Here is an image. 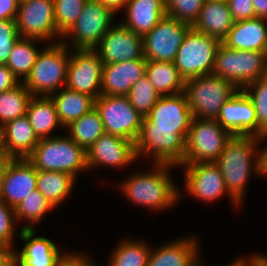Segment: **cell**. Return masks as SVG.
Wrapping results in <instances>:
<instances>
[{"label":"cell","instance_id":"cell-1","mask_svg":"<svg viewBox=\"0 0 267 266\" xmlns=\"http://www.w3.org/2000/svg\"><path fill=\"white\" fill-rule=\"evenodd\" d=\"M260 143L259 137L234 135L215 162L226 190L239 204L244 200L251 174L260 175Z\"/></svg>","mask_w":267,"mask_h":266},{"label":"cell","instance_id":"cell-2","mask_svg":"<svg viewBox=\"0 0 267 266\" xmlns=\"http://www.w3.org/2000/svg\"><path fill=\"white\" fill-rule=\"evenodd\" d=\"M147 172H136L120 184L119 189L131 203L149 208L151 211L166 210L180 199V190L172 181L170 164H153Z\"/></svg>","mask_w":267,"mask_h":266},{"label":"cell","instance_id":"cell-3","mask_svg":"<svg viewBox=\"0 0 267 266\" xmlns=\"http://www.w3.org/2000/svg\"><path fill=\"white\" fill-rule=\"evenodd\" d=\"M48 44L38 54L29 75L21 81L32 96H50L66 86L71 48L60 41Z\"/></svg>","mask_w":267,"mask_h":266},{"label":"cell","instance_id":"cell-4","mask_svg":"<svg viewBox=\"0 0 267 266\" xmlns=\"http://www.w3.org/2000/svg\"><path fill=\"white\" fill-rule=\"evenodd\" d=\"M36 170L69 173L88 170L86 151L68 135L43 138L26 158Z\"/></svg>","mask_w":267,"mask_h":266},{"label":"cell","instance_id":"cell-5","mask_svg":"<svg viewBox=\"0 0 267 266\" xmlns=\"http://www.w3.org/2000/svg\"><path fill=\"white\" fill-rule=\"evenodd\" d=\"M238 88L228 80L206 74L185 81L184 93L194 118L217 120L221 107Z\"/></svg>","mask_w":267,"mask_h":266},{"label":"cell","instance_id":"cell-6","mask_svg":"<svg viewBox=\"0 0 267 266\" xmlns=\"http://www.w3.org/2000/svg\"><path fill=\"white\" fill-rule=\"evenodd\" d=\"M217 77L232 82L238 89L267 75V53L230 49L219 45L212 71Z\"/></svg>","mask_w":267,"mask_h":266},{"label":"cell","instance_id":"cell-7","mask_svg":"<svg viewBox=\"0 0 267 266\" xmlns=\"http://www.w3.org/2000/svg\"><path fill=\"white\" fill-rule=\"evenodd\" d=\"M221 41L196 31L192 27L186 33L174 60L181 77L189 79L212 74L215 54Z\"/></svg>","mask_w":267,"mask_h":266},{"label":"cell","instance_id":"cell-8","mask_svg":"<svg viewBox=\"0 0 267 266\" xmlns=\"http://www.w3.org/2000/svg\"><path fill=\"white\" fill-rule=\"evenodd\" d=\"M232 136L216 120L193 117L185 140L183 164L216 162Z\"/></svg>","mask_w":267,"mask_h":266},{"label":"cell","instance_id":"cell-9","mask_svg":"<svg viewBox=\"0 0 267 266\" xmlns=\"http://www.w3.org/2000/svg\"><path fill=\"white\" fill-rule=\"evenodd\" d=\"M114 17V13L98 1L87 0L76 22L59 41L71 49H93L113 25Z\"/></svg>","mask_w":267,"mask_h":266},{"label":"cell","instance_id":"cell-10","mask_svg":"<svg viewBox=\"0 0 267 266\" xmlns=\"http://www.w3.org/2000/svg\"><path fill=\"white\" fill-rule=\"evenodd\" d=\"M94 107L103 122L105 133L133 141L139 137L143 116L127 96L100 95Z\"/></svg>","mask_w":267,"mask_h":266},{"label":"cell","instance_id":"cell-11","mask_svg":"<svg viewBox=\"0 0 267 266\" xmlns=\"http://www.w3.org/2000/svg\"><path fill=\"white\" fill-rule=\"evenodd\" d=\"M18 34L23 38H34L42 42H54L61 38L57 31L53 0H23L16 15Z\"/></svg>","mask_w":267,"mask_h":266},{"label":"cell","instance_id":"cell-12","mask_svg":"<svg viewBox=\"0 0 267 266\" xmlns=\"http://www.w3.org/2000/svg\"><path fill=\"white\" fill-rule=\"evenodd\" d=\"M191 25L165 16L142 37L143 57L147 61L174 62L183 39Z\"/></svg>","mask_w":267,"mask_h":266},{"label":"cell","instance_id":"cell-13","mask_svg":"<svg viewBox=\"0 0 267 266\" xmlns=\"http://www.w3.org/2000/svg\"><path fill=\"white\" fill-rule=\"evenodd\" d=\"M137 159L150 156L153 164L180 166L185 158V140L173 130L141 129L135 142ZM152 156V157H151Z\"/></svg>","mask_w":267,"mask_h":266},{"label":"cell","instance_id":"cell-14","mask_svg":"<svg viewBox=\"0 0 267 266\" xmlns=\"http://www.w3.org/2000/svg\"><path fill=\"white\" fill-rule=\"evenodd\" d=\"M193 116L184 92L161 96L150 113L143 117L141 129L173 130L186 140Z\"/></svg>","mask_w":267,"mask_h":266},{"label":"cell","instance_id":"cell-15","mask_svg":"<svg viewBox=\"0 0 267 266\" xmlns=\"http://www.w3.org/2000/svg\"><path fill=\"white\" fill-rule=\"evenodd\" d=\"M103 62L93 49H72L66 87L94 99L101 95Z\"/></svg>","mask_w":267,"mask_h":266},{"label":"cell","instance_id":"cell-16","mask_svg":"<svg viewBox=\"0 0 267 266\" xmlns=\"http://www.w3.org/2000/svg\"><path fill=\"white\" fill-rule=\"evenodd\" d=\"M181 166L186 170L184 186L191 197L211 203L227 194L233 206L239 208L240 204L226 190L224 178L215 162H197Z\"/></svg>","mask_w":267,"mask_h":266},{"label":"cell","instance_id":"cell-17","mask_svg":"<svg viewBox=\"0 0 267 266\" xmlns=\"http://www.w3.org/2000/svg\"><path fill=\"white\" fill-rule=\"evenodd\" d=\"M93 50L103 65L140 59L143 57L142 37L119 22L108 29Z\"/></svg>","mask_w":267,"mask_h":266},{"label":"cell","instance_id":"cell-18","mask_svg":"<svg viewBox=\"0 0 267 266\" xmlns=\"http://www.w3.org/2000/svg\"><path fill=\"white\" fill-rule=\"evenodd\" d=\"M216 121L233 136L258 137L256 112L252 101L242 89L223 104Z\"/></svg>","mask_w":267,"mask_h":266},{"label":"cell","instance_id":"cell-19","mask_svg":"<svg viewBox=\"0 0 267 266\" xmlns=\"http://www.w3.org/2000/svg\"><path fill=\"white\" fill-rule=\"evenodd\" d=\"M138 161L133 141L104 133L86 151L87 168L122 167Z\"/></svg>","mask_w":267,"mask_h":266},{"label":"cell","instance_id":"cell-20","mask_svg":"<svg viewBox=\"0 0 267 266\" xmlns=\"http://www.w3.org/2000/svg\"><path fill=\"white\" fill-rule=\"evenodd\" d=\"M35 189V167L26 158L12 159L3 177L0 200L15 209Z\"/></svg>","mask_w":267,"mask_h":266},{"label":"cell","instance_id":"cell-21","mask_svg":"<svg viewBox=\"0 0 267 266\" xmlns=\"http://www.w3.org/2000/svg\"><path fill=\"white\" fill-rule=\"evenodd\" d=\"M19 231L18 236L25 243L20 252L15 251V266H58L69 253H61L47 237H35V228H21Z\"/></svg>","mask_w":267,"mask_h":266},{"label":"cell","instance_id":"cell-22","mask_svg":"<svg viewBox=\"0 0 267 266\" xmlns=\"http://www.w3.org/2000/svg\"><path fill=\"white\" fill-rule=\"evenodd\" d=\"M146 65L144 57L103 65L101 95L127 96L132 85L145 75Z\"/></svg>","mask_w":267,"mask_h":266},{"label":"cell","instance_id":"cell-23","mask_svg":"<svg viewBox=\"0 0 267 266\" xmlns=\"http://www.w3.org/2000/svg\"><path fill=\"white\" fill-rule=\"evenodd\" d=\"M197 245L194 237L165 243L151 249L147 266H201Z\"/></svg>","mask_w":267,"mask_h":266},{"label":"cell","instance_id":"cell-24","mask_svg":"<svg viewBox=\"0 0 267 266\" xmlns=\"http://www.w3.org/2000/svg\"><path fill=\"white\" fill-rule=\"evenodd\" d=\"M221 43L230 49L267 53V20L254 18L234 22Z\"/></svg>","mask_w":267,"mask_h":266},{"label":"cell","instance_id":"cell-25","mask_svg":"<svg viewBox=\"0 0 267 266\" xmlns=\"http://www.w3.org/2000/svg\"><path fill=\"white\" fill-rule=\"evenodd\" d=\"M0 132L4 151L13 159L27 158L40 140L27 115L6 123Z\"/></svg>","mask_w":267,"mask_h":266},{"label":"cell","instance_id":"cell-26","mask_svg":"<svg viewBox=\"0 0 267 266\" xmlns=\"http://www.w3.org/2000/svg\"><path fill=\"white\" fill-rule=\"evenodd\" d=\"M126 28L143 37L166 16L165 0H127L125 4Z\"/></svg>","mask_w":267,"mask_h":266},{"label":"cell","instance_id":"cell-27","mask_svg":"<svg viewBox=\"0 0 267 266\" xmlns=\"http://www.w3.org/2000/svg\"><path fill=\"white\" fill-rule=\"evenodd\" d=\"M226 0L205 1L197 20L191 26L196 31L219 39L221 42L233 27Z\"/></svg>","mask_w":267,"mask_h":266},{"label":"cell","instance_id":"cell-28","mask_svg":"<svg viewBox=\"0 0 267 266\" xmlns=\"http://www.w3.org/2000/svg\"><path fill=\"white\" fill-rule=\"evenodd\" d=\"M63 90L50 95L64 129L71 122L78 120L94 108L95 99L87 94L71 90L66 86Z\"/></svg>","mask_w":267,"mask_h":266},{"label":"cell","instance_id":"cell-29","mask_svg":"<svg viewBox=\"0 0 267 266\" xmlns=\"http://www.w3.org/2000/svg\"><path fill=\"white\" fill-rule=\"evenodd\" d=\"M26 115L39 139L52 137L54 128H64L50 96H32Z\"/></svg>","mask_w":267,"mask_h":266},{"label":"cell","instance_id":"cell-30","mask_svg":"<svg viewBox=\"0 0 267 266\" xmlns=\"http://www.w3.org/2000/svg\"><path fill=\"white\" fill-rule=\"evenodd\" d=\"M145 75L161 96L184 92L185 80L174 62L147 61Z\"/></svg>","mask_w":267,"mask_h":266},{"label":"cell","instance_id":"cell-31","mask_svg":"<svg viewBox=\"0 0 267 266\" xmlns=\"http://www.w3.org/2000/svg\"><path fill=\"white\" fill-rule=\"evenodd\" d=\"M75 181L69 173L37 170V189L55 208L71 194Z\"/></svg>","mask_w":267,"mask_h":266},{"label":"cell","instance_id":"cell-32","mask_svg":"<svg viewBox=\"0 0 267 266\" xmlns=\"http://www.w3.org/2000/svg\"><path fill=\"white\" fill-rule=\"evenodd\" d=\"M67 135L87 151L104 133L103 122L96 108H92L78 120L65 127Z\"/></svg>","mask_w":267,"mask_h":266},{"label":"cell","instance_id":"cell-33","mask_svg":"<svg viewBox=\"0 0 267 266\" xmlns=\"http://www.w3.org/2000/svg\"><path fill=\"white\" fill-rule=\"evenodd\" d=\"M39 41L41 40L20 37L12 48L5 65L12 71L19 82H21L20 79L22 78V81L26 79L36 62L40 51L35 43Z\"/></svg>","mask_w":267,"mask_h":266},{"label":"cell","instance_id":"cell-34","mask_svg":"<svg viewBox=\"0 0 267 266\" xmlns=\"http://www.w3.org/2000/svg\"><path fill=\"white\" fill-rule=\"evenodd\" d=\"M32 94L20 82L14 88L0 93V128L6 123L26 115Z\"/></svg>","mask_w":267,"mask_h":266},{"label":"cell","instance_id":"cell-35","mask_svg":"<svg viewBox=\"0 0 267 266\" xmlns=\"http://www.w3.org/2000/svg\"><path fill=\"white\" fill-rule=\"evenodd\" d=\"M151 249L143 241L122 239L112 252L108 266H147Z\"/></svg>","mask_w":267,"mask_h":266},{"label":"cell","instance_id":"cell-36","mask_svg":"<svg viewBox=\"0 0 267 266\" xmlns=\"http://www.w3.org/2000/svg\"><path fill=\"white\" fill-rule=\"evenodd\" d=\"M54 209L56 208L35 189L14 209L15 220L16 223L27 221L28 224L22 228L34 229V226L43 220L44 215Z\"/></svg>","mask_w":267,"mask_h":266},{"label":"cell","instance_id":"cell-37","mask_svg":"<svg viewBox=\"0 0 267 266\" xmlns=\"http://www.w3.org/2000/svg\"><path fill=\"white\" fill-rule=\"evenodd\" d=\"M130 104L143 116L146 117L161 95L150 83L146 75H143L132 85L128 95Z\"/></svg>","mask_w":267,"mask_h":266},{"label":"cell","instance_id":"cell-38","mask_svg":"<svg viewBox=\"0 0 267 266\" xmlns=\"http://www.w3.org/2000/svg\"><path fill=\"white\" fill-rule=\"evenodd\" d=\"M253 103L258 120V137L267 133V75L242 89Z\"/></svg>","mask_w":267,"mask_h":266},{"label":"cell","instance_id":"cell-39","mask_svg":"<svg viewBox=\"0 0 267 266\" xmlns=\"http://www.w3.org/2000/svg\"><path fill=\"white\" fill-rule=\"evenodd\" d=\"M87 0H53L57 31L63 36L80 16Z\"/></svg>","mask_w":267,"mask_h":266},{"label":"cell","instance_id":"cell-40","mask_svg":"<svg viewBox=\"0 0 267 266\" xmlns=\"http://www.w3.org/2000/svg\"><path fill=\"white\" fill-rule=\"evenodd\" d=\"M205 0H165L166 15L180 22L193 25Z\"/></svg>","mask_w":267,"mask_h":266},{"label":"cell","instance_id":"cell-41","mask_svg":"<svg viewBox=\"0 0 267 266\" xmlns=\"http://www.w3.org/2000/svg\"><path fill=\"white\" fill-rule=\"evenodd\" d=\"M15 226L14 208L0 200V247L14 249Z\"/></svg>","mask_w":267,"mask_h":266},{"label":"cell","instance_id":"cell-42","mask_svg":"<svg viewBox=\"0 0 267 266\" xmlns=\"http://www.w3.org/2000/svg\"><path fill=\"white\" fill-rule=\"evenodd\" d=\"M19 38L15 19L0 20V64H6L12 48Z\"/></svg>","mask_w":267,"mask_h":266},{"label":"cell","instance_id":"cell-43","mask_svg":"<svg viewBox=\"0 0 267 266\" xmlns=\"http://www.w3.org/2000/svg\"><path fill=\"white\" fill-rule=\"evenodd\" d=\"M234 22L255 18L252 0H226Z\"/></svg>","mask_w":267,"mask_h":266},{"label":"cell","instance_id":"cell-44","mask_svg":"<svg viewBox=\"0 0 267 266\" xmlns=\"http://www.w3.org/2000/svg\"><path fill=\"white\" fill-rule=\"evenodd\" d=\"M87 255L70 251L58 266H96L95 262Z\"/></svg>","mask_w":267,"mask_h":266},{"label":"cell","instance_id":"cell-45","mask_svg":"<svg viewBox=\"0 0 267 266\" xmlns=\"http://www.w3.org/2000/svg\"><path fill=\"white\" fill-rule=\"evenodd\" d=\"M19 83L11 70L5 64H0V93L14 88Z\"/></svg>","mask_w":267,"mask_h":266},{"label":"cell","instance_id":"cell-46","mask_svg":"<svg viewBox=\"0 0 267 266\" xmlns=\"http://www.w3.org/2000/svg\"><path fill=\"white\" fill-rule=\"evenodd\" d=\"M19 4V0H0V20L15 19Z\"/></svg>","mask_w":267,"mask_h":266},{"label":"cell","instance_id":"cell-47","mask_svg":"<svg viewBox=\"0 0 267 266\" xmlns=\"http://www.w3.org/2000/svg\"><path fill=\"white\" fill-rule=\"evenodd\" d=\"M0 266H15V249L0 247Z\"/></svg>","mask_w":267,"mask_h":266},{"label":"cell","instance_id":"cell-48","mask_svg":"<svg viewBox=\"0 0 267 266\" xmlns=\"http://www.w3.org/2000/svg\"><path fill=\"white\" fill-rule=\"evenodd\" d=\"M239 259L246 265V266H267V256L264 254H255L252 256L242 257Z\"/></svg>","mask_w":267,"mask_h":266},{"label":"cell","instance_id":"cell-49","mask_svg":"<svg viewBox=\"0 0 267 266\" xmlns=\"http://www.w3.org/2000/svg\"><path fill=\"white\" fill-rule=\"evenodd\" d=\"M255 18L267 20V0H252Z\"/></svg>","mask_w":267,"mask_h":266},{"label":"cell","instance_id":"cell-50","mask_svg":"<svg viewBox=\"0 0 267 266\" xmlns=\"http://www.w3.org/2000/svg\"><path fill=\"white\" fill-rule=\"evenodd\" d=\"M106 8H108L112 13H117L120 9L125 8L127 0H96Z\"/></svg>","mask_w":267,"mask_h":266},{"label":"cell","instance_id":"cell-51","mask_svg":"<svg viewBox=\"0 0 267 266\" xmlns=\"http://www.w3.org/2000/svg\"><path fill=\"white\" fill-rule=\"evenodd\" d=\"M260 141L267 140V133L261 136ZM267 176V145L260 150V177Z\"/></svg>","mask_w":267,"mask_h":266},{"label":"cell","instance_id":"cell-52","mask_svg":"<svg viewBox=\"0 0 267 266\" xmlns=\"http://www.w3.org/2000/svg\"><path fill=\"white\" fill-rule=\"evenodd\" d=\"M13 158L8 156L6 153L0 158V195L2 192V184H3V177L5 174V171L7 169V166L9 165L10 161Z\"/></svg>","mask_w":267,"mask_h":266},{"label":"cell","instance_id":"cell-53","mask_svg":"<svg viewBox=\"0 0 267 266\" xmlns=\"http://www.w3.org/2000/svg\"><path fill=\"white\" fill-rule=\"evenodd\" d=\"M201 266H204L203 263H201ZM228 266H246L240 259H235L233 263L229 264Z\"/></svg>","mask_w":267,"mask_h":266},{"label":"cell","instance_id":"cell-54","mask_svg":"<svg viewBox=\"0 0 267 266\" xmlns=\"http://www.w3.org/2000/svg\"><path fill=\"white\" fill-rule=\"evenodd\" d=\"M5 154L4 147H3V141H2V136L0 132V158Z\"/></svg>","mask_w":267,"mask_h":266}]
</instances>
